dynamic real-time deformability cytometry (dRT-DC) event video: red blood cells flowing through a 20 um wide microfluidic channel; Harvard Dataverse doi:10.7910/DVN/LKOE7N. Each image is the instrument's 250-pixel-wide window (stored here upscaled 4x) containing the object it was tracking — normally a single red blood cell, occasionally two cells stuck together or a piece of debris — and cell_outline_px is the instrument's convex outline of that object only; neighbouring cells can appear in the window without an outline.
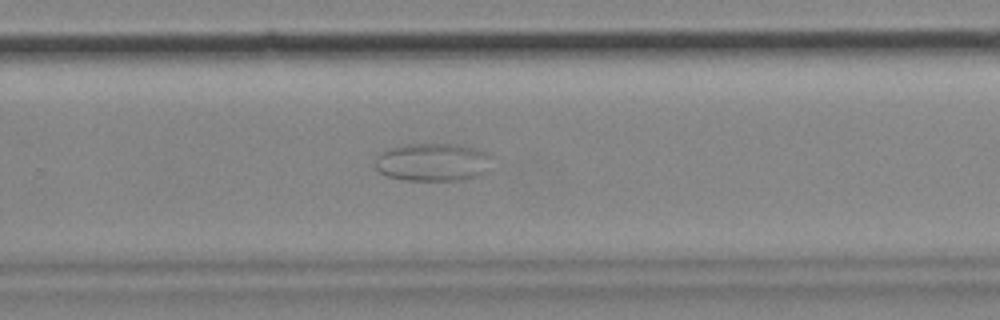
{"species": "common noctule bat (a hibernating species)", "species_latin": "Nyctalus noctula", "temperature_condition": "cold", "stored_images_in_passage": 32, "camera_frame_rate_fps": 3000, "um_per_image_px": 0.085, "animal": {"sex": "female", "body_mass_g": 18.4}, "frame": {"image": 1, "passage_image": 23, "time_ms": 7.333, "image_size_px": [1000, 320], "cell_outline_px": [[488, 172], [480, 176], [460, 180], [404, 180], [388, 176], [380, 172], [376, 168], [376, 160], [380, 152], [392, 148], [408, 144], [460, 144], [476, 148], [484, 152], [488, 156]], "centroid_in_image_um": [36.79, 13.79], "position_along_channel_um": 293.0, "area_um2": 25.66}}